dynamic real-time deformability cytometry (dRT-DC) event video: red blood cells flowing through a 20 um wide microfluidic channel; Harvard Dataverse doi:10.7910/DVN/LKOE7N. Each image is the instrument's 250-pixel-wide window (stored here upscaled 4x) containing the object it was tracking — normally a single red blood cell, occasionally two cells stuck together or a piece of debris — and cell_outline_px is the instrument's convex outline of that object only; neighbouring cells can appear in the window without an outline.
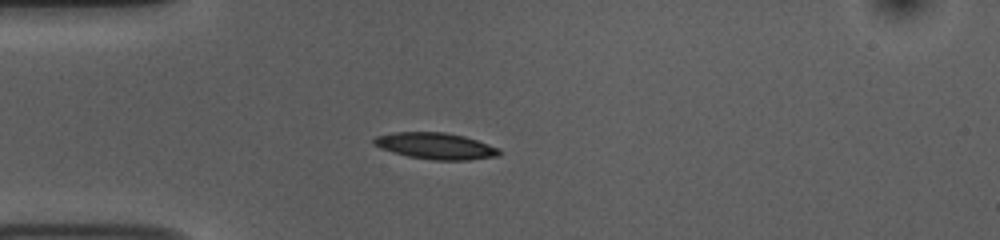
{"species": "common noctule bat (a hibernating species)", "species_latin": "Nyctalus noctula", "temperature_condition": "room temperature", "stored_images_in_passage": 40, "camera_frame_rate_fps": 3000, "um_per_image_px": 0.085, "animal": {"sex": "female", "body_mass_g": 10.0, "forearm_length_mm": 53.1}, "frame": {"image": 1, "passage_image": 1, "time_ms": 0.0, "image_size_px": [1000, 240], "cell_outline_px": [[500, 156], [468, 160], [432, 160], [408, 156], [380, 148], [372, 144], [372, 140], [376, 136], [392, 132], [444, 132], [464, 136], [500, 148]], "centroid_in_image_um": [37.02, 12.4], "position_along_channel_um": 48.0, "area_um2": 19.36}}
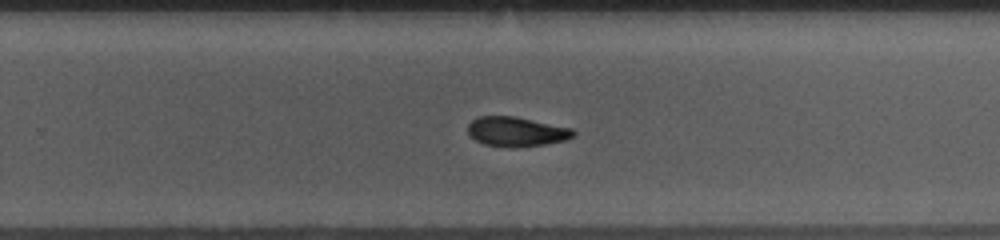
{"frame": {"image": 2, "passage_image": 21, "time_ms": 6.667, "image_size_px": [1000, 240], "cell_outline_px": [[576, 136], [568, 140], [544, 144], [512, 148], [508, 148], [484, 144], [476, 140], [468, 132], [468, 124], [476, 116], [516, 116], [572, 128], [576, 132]], "centroid_in_image_um": [43.93, 11.19], "position_along_channel_um": 285.9, "area_um2": 18.44}}
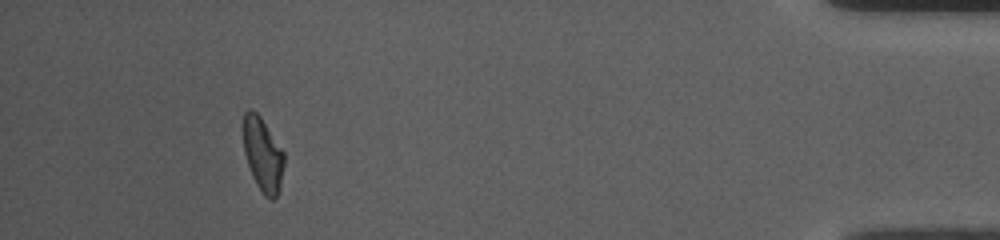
{"frame": {"image": 3, "passage_image": 36, "time_ms": 11.667, "image_size_px": [1000, 240], "cell_outline_px": [[284, 164], [280, 184], [276, 196], [272, 200], [264, 196], [256, 184], [252, 176], [244, 152], [240, 128], [244, 112], [248, 108], [252, 108], [260, 116], [284, 152]], "centroid_in_image_um": [22.28, 13.06], "position_along_channel_um": 412.9, "area_um2": 17.92}, "authors_computed_cell_mechanics": {"area_um2": 18.3804, "velocity_mm_per_s": 3.7688, "shape_relaxation_time_tau1_ms": 6.458, "shape_relaxation_time_tau2_ms": null, "deformation_change_tau1": 0.1805, "deformation_change_tau2": null}}